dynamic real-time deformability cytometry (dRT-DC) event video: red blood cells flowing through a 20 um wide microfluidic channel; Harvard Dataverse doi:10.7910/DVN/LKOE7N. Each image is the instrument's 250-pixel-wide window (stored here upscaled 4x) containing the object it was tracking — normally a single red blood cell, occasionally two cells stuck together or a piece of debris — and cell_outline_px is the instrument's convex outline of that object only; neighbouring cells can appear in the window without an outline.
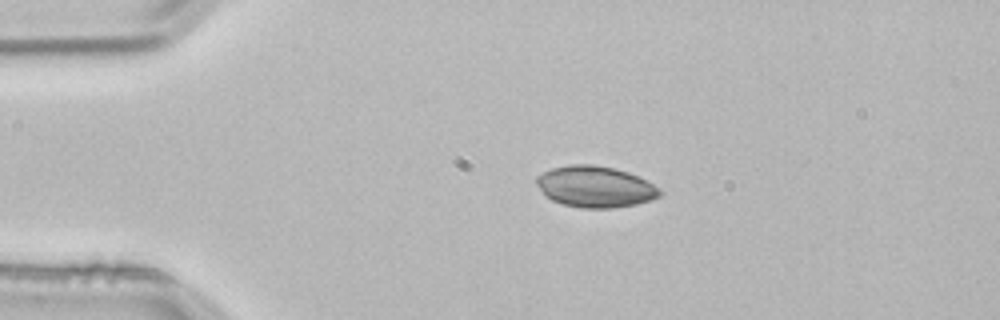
{"species": "common noctule bat (a hibernating species)", "species_latin": "Nyctalus noctula", "temperature_condition": "room temperature", "stored_images_in_passage": 5, "camera_frame_rate_fps": 3000, "um_per_image_px": 0.085, "animal": {"sex": "male", "body_mass_g": 21.5, "forearm_length_mm": 52.0}, "frame": {"image": 1, "passage_image": 2, "time_ms": 0.333, "image_size_px": [1000, 320], "cell_outline_px": [[664, 192], [660, 196], [652, 200], [636, 204], [612, 208], [580, 208], [564, 204], [552, 200], [536, 184], [536, 176], [552, 168], [572, 164], [588, 164], [612, 168], [628, 172], [652, 184]], "centroid_in_image_um": [50.6, 15.88], "position_along_channel_um": 34.4, "area_um2": 29.3}}